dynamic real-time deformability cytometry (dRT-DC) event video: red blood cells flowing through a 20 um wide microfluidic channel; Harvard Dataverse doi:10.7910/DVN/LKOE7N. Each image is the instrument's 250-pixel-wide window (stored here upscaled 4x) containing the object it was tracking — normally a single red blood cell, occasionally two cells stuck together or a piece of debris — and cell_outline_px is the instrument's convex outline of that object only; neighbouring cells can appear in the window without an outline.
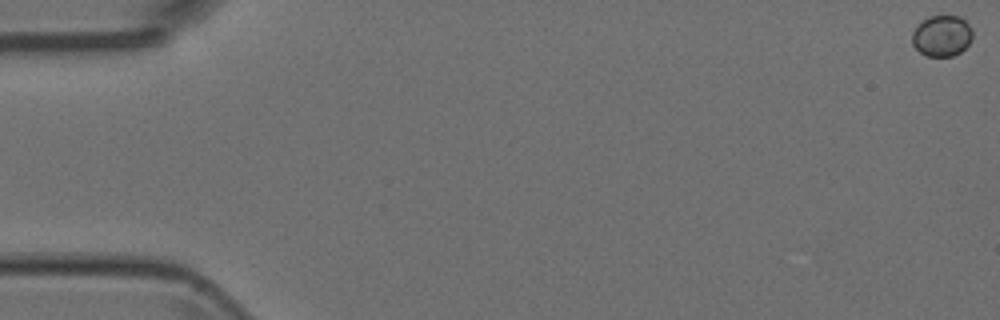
{"species": "Egyptian fruit bat (a non-hibernating species)", "species_latin": "Rousettus aegyptiacus", "temperature_condition": "room temperature", "stored_images_in_passage": 8, "camera_frame_rate_fps": 3000, "um_per_image_px": 0.085, "animal": {"sex": "female"}, "frame": {"image": 1, "passage_image": 1, "time_ms": 0.0, "image_size_px": [1000, 320], "cell_outline_px": [[972, 40], [960, 52], [952, 56], [928, 56], [920, 52], [912, 44], [912, 32], [928, 16], [960, 16], [972, 28]], "centroid_in_image_um": [80.07, 3.05], "position_along_channel_um": 4.9, "area_um2": 14.33}}
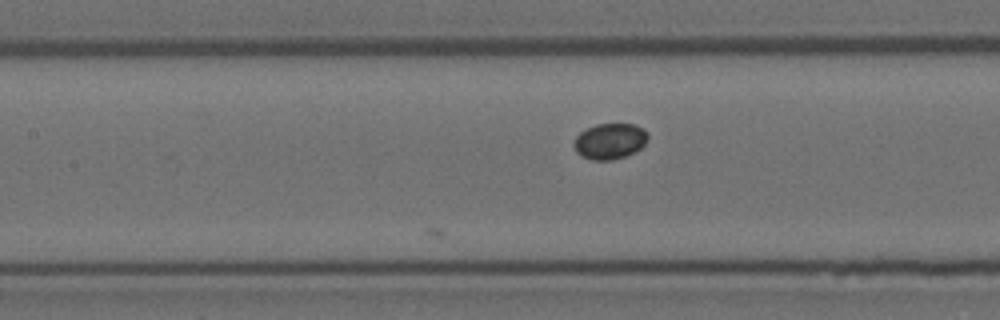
{"frame": {"image": 2, "passage_image": 8, "time_ms": 2.333, "image_size_px": [1000, 320], "cell_outline_px": [[648, 136], [644, 144], [640, 148], [624, 156], [612, 160], [592, 160], [580, 156], [576, 152], [572, 144], [576, 136], [580, 132], [596, 124], [636, 124], [644, 128], [648, 132]], "centroid_in_image_um": [51.81, 11.99], "position_along_channel_um": 155.6, "area_um2": 15.49}}